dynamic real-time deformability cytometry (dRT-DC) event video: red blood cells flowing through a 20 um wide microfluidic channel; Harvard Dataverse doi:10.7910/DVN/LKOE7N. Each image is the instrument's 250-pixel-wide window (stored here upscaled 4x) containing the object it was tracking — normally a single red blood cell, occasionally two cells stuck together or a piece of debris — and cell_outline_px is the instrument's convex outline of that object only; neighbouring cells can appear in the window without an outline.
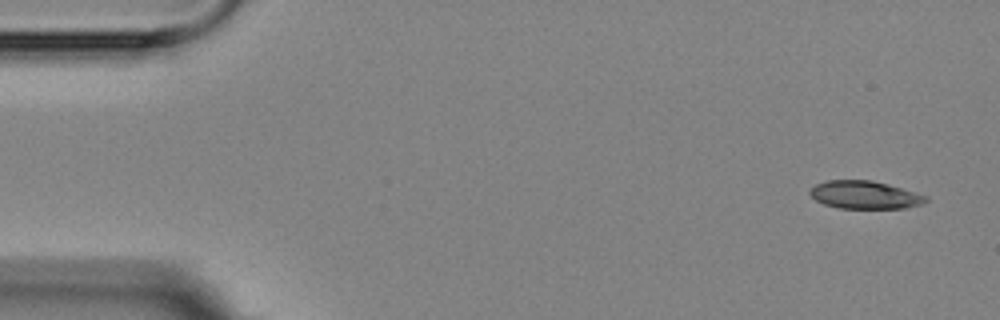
{"species": "Egyptian fruit bat (a non-hibernating species)", "species_latin": "Rousettus aegyptiacus", "temperature_condition": "room temperature", "stored_images_in_passage": 11, "camera_frame_rate_fps": 3000, "um_per_image_px": 0.085, "animal": {"sex": "female"}, "frame": {"image": 1, "passage_image": 1, "time_ms": 0.0, "image_size_px": [1000, 320], "cell_outline_px": [[928, 200], [920, 204], [908, 208], [840, 208], [824, 204], [816, 200], [808, 192], [816, 184], [828, 180], [872, 180], [888, 184], [928, 196]], "centroid_in_image_um": [73.51, 16.56], "position_along_channel_um": 11.5, "area_um2": 18.73}}
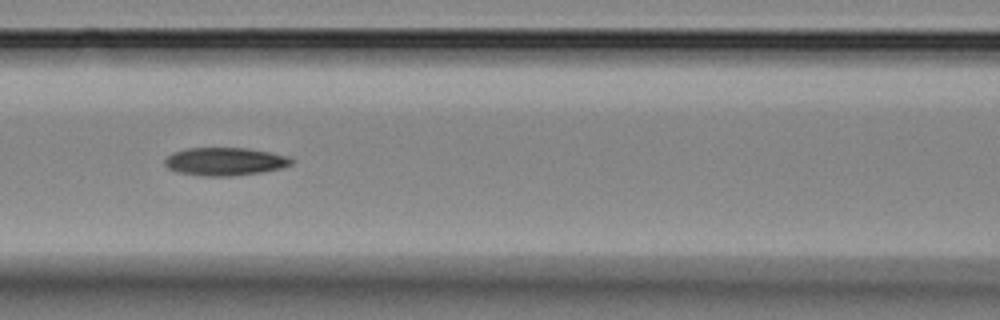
{"frame": {"image": 2, "passage_image": 7, "time_ms": 7.0, "image_size_px": [1000, 320], "cell_outline_px": [[296, 160], [292, 164], [280, 168], [260, 172], [232, 176], [204, 176], [180, 172], [168, 168], [164, 164], [164, 160], [172, 152], [184, 148], [248, 148], [288, 156]], "centroid_in_image_um": [19.12, 13.72], "position_along_channel_um": 147.5, "area_um2": 20.63}}
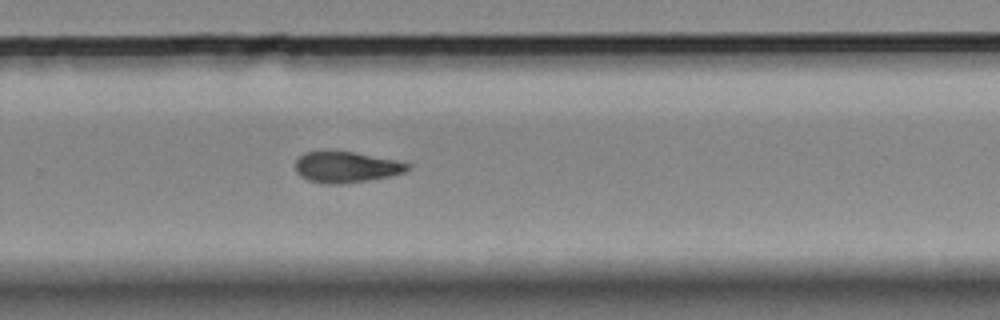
{"frame": {"image": 3, "passage_image": 11, "time_ms": 11.333, "image_size_px": [1000, 320], "cell_outline_px": [[412, 168], [404, 172], [392, 176], [368, 180], [340, 184], [328, 184], [308, 180], [300, 176], [296, 172], [296, 160], [304, 152], [352, 152], [396, 160], [412, 164]], "centroid_in_image_um": [29.46, 14.22], "position_along_channel_um": 300.3, "area_um2": 20.11}}